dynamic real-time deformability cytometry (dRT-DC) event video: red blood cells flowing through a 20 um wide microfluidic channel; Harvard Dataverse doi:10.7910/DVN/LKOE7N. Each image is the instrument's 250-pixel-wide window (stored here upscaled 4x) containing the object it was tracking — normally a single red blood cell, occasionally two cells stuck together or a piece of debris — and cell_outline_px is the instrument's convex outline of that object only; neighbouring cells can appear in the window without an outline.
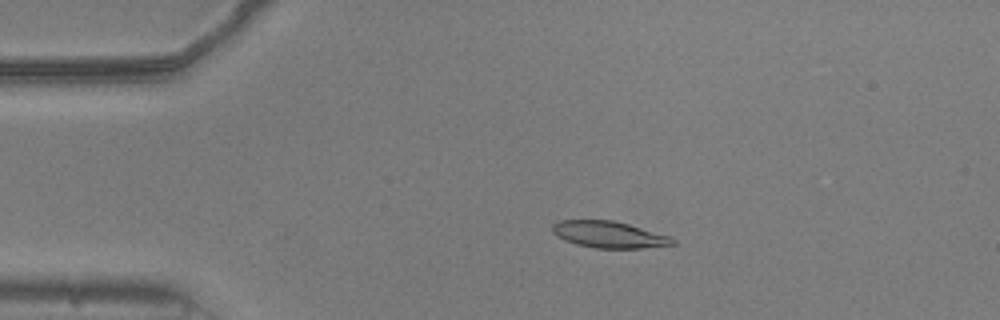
{"species": "common noctule bat (a hibernating species)", "species_latin": "Nyctalus noctula", "temperature_condition": "warm", "stored_images_in_passage": 54, "camera_frame_rate_fps": 3000, "um_per_image_px": 0.085, "animal": {"sex": "male", "body_mass_g": 20.5, "forearm_length_mm": 52.5}, "frame": {"image": 1, "passage_image": 11, "time_ms": 3.333, "image_size_px": [1000, 320], "cell_outline_px": [[676, 244], [644, 248], [596, 248], [576, 244], [564, 240], [556, 236], [552, 232], [552, 224], [560, 220], [612, 220], [628, 224], [672, 236], [676, 240]], "centroid_in_image_um": [51.78, 19.94], "position_along_channel_um": 33.2, "area_um2": 18.79}}
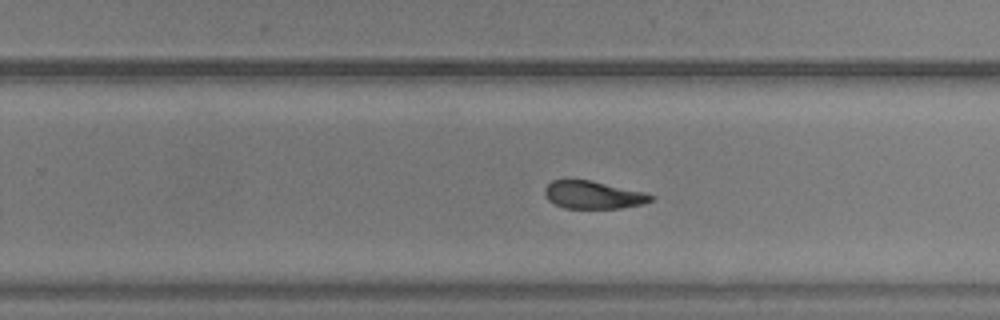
{"frame": {"image": 2, "passage_image": 34, "time_ms": 11.0, "image_size_px": [1000, 320], "cell_outline_px": [[652, 200], [644, 204], [620, 208], [564, 208], [548, 200], [544, 192], [544, 188], [552, 180], [564, 176], [592, 180], [644, 192], [652, 196]], "centroid_in_image_um": [50.34, 16.52], "position_along_channel_um": 279.5, "area_um2": 17.63}}
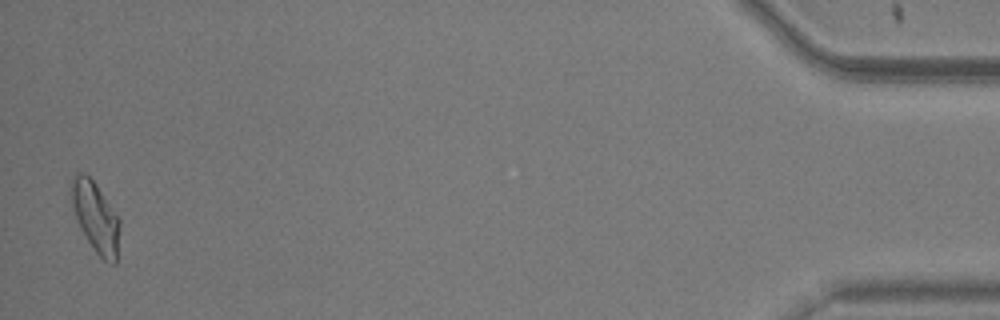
{"frame": {"image": 3, "passage_image": 53, "time_ms": 17.333, "image_size_px": [1000, 320], "cell_outline_px": [[120, 224], [116, 264], [112, 264], [104, 260], [96, 252], [80, 228], [72, 204], [72, 180], [76, 172], [84, 172], [96, 184], [120, 220]], "centroid_in_image_um": [8.14, 18.46], "position_along_channel_um": 427.1, "area_um2": 19.36}, "authors_computed_cell_mechanics": {"area_um2": 18.6983, "velocity_mm_per_s": 3.7639, "shape_relaxation_time_tau1_ms": 5.856, "shape_relaxation_time_tau2_ms": 2.2696, "deformation_change_tau1": 0.1826, "deformation_change_tau2": 0.0944}}